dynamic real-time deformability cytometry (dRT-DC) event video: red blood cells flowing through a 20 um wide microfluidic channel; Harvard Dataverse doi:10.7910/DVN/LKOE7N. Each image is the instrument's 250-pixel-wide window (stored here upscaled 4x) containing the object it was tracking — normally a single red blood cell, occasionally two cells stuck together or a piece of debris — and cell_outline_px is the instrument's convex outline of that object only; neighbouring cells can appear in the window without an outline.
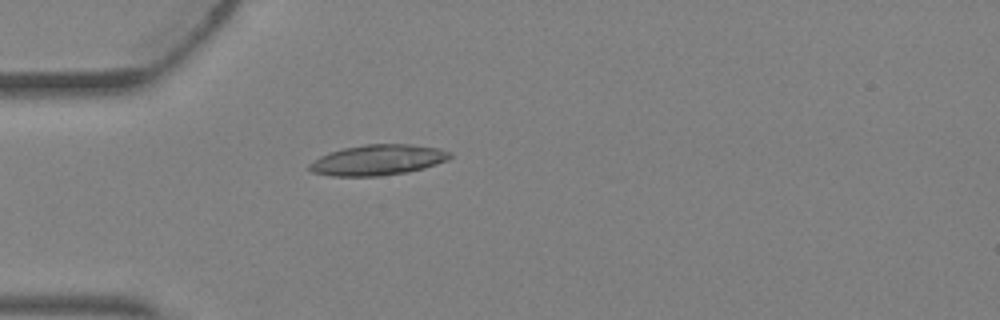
{"species": "Egyptian fruit bat (a non-hibernating species)", "species_latin": "Rousettus aegyptiacus", "temperature_condition": "warm", "stored_images_in_passage": 1, "camera_frame_rate_fps": 3000, "um_per_image_px": 0.085, "animal": {"sex": "female"}, "frame": {"image": 1, "passage_image": 1, "time_ms": 0.0, "image_size_px": [1000, 320], "cell_outline_px": [[452, 156], [448, 160], [424, 168], [408, 172], [380, 176], [332, 176], [312, 172], [308, 168], [308, 164], [320, 156], [328, 152], [344, 148], [364, 144], [408, 144], [440, 148], [452, 152]], "centroid_in_image_um": [32.12, 13.6], "position_along_channel_um": 52.9, "area_um2": 25.2}}